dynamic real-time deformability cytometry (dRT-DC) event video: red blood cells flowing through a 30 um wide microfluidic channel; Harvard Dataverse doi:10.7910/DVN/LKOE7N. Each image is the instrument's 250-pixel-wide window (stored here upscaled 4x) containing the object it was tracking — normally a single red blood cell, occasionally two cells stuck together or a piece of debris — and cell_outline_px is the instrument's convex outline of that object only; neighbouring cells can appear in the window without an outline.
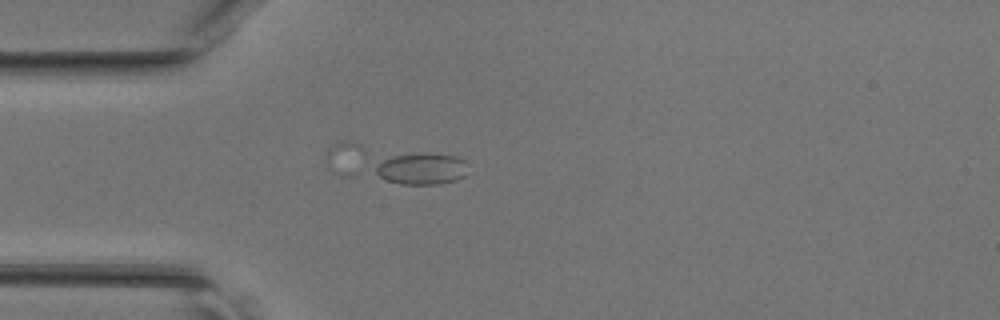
{"species": "common noctule bat (a hibernating species)", "species_latin": "Nyctalus noctula", "temperature_condition": "room temperature", "stored_images_in_passage": 42, "segment_of_instrument_passage": [2, 2], "camera_frame_rate_fps": 3000, "um_per_image_px": 0.085, "animal": {"sex": "female", "body_mass_g": 17.0, "forearm_length_mm": 48.0}, "frame": {"image": 1, "passage_image": 12, "time_ms": 3.667, "image_size_px": [1000, 320], "cell_outline_px": [[464, 176], [456, 180], [440, 184], [400, 184], [388, 180], [372, 172], [376, 164], [392, 156], [424, 152], [428, 152], [456, 156], [464, 160]], "centroid_in_image_um": [35.79, 14.33], "position_along_channel_um": 49.2, "area_um2": 16.99}}
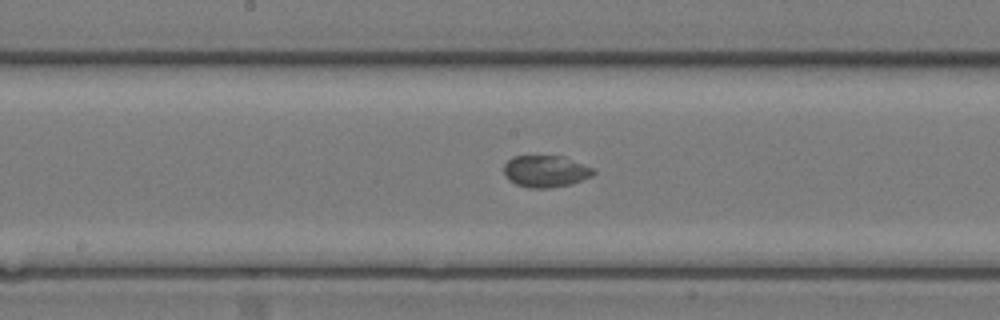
{"frame": {"image": 2, "passage_image": 23, "time_ms": 7.333, "image_size_px": [1000, 320], "cell_outline_px": [[596, 172], [592, 176], [572, 184], [552, 188], [528, 188], [516, 184], [508, 180], [504, 176], [504, 164], [512, 156], [564, 156], [592, 168]], "centroid_in_image_um": [46.36, 14.57], "position_along_channel_um": 201.8, "area_um2": 16.76}}
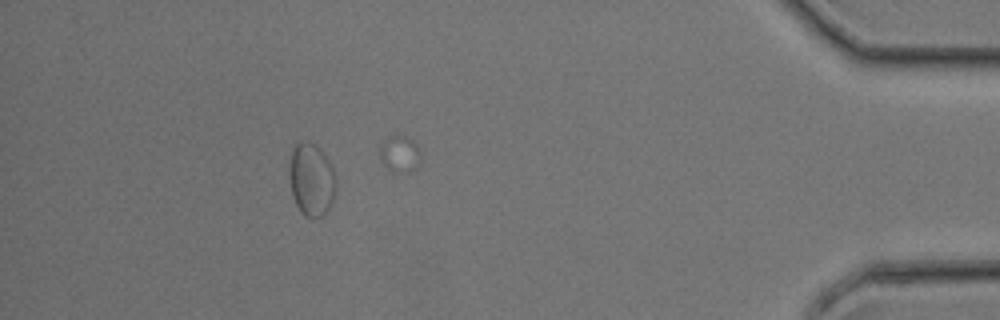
{"frame": {"image": 3, "passage_image": 41, "time_ms": 13.333, "image_size_px": [1000, 320], "cell_outline_px": [[336, 188], [332, 200], [328, 208], [320, 216], [308, 216], [300, 212], [292, 196], [288, 172], [288, 164], [292, 148], [300, 140], [304, 140], [320, 148], [328, 160], [332, 168], [336, 180]], "centroid_in_image_um": [26.43, 15.21], "position_along_channel_um": 408.8, "area_um2": 19.77}}